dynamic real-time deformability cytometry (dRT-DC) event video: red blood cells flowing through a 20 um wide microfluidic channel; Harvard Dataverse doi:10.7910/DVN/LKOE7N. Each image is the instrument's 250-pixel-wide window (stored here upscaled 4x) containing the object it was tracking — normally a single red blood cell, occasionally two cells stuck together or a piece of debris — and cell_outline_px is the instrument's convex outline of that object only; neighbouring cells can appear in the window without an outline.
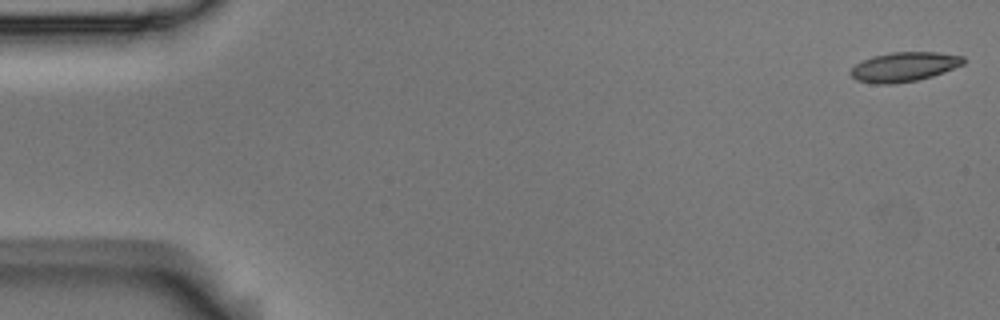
{"species": "Egyptian fruit bat (a non-hibernating species)", "species_latin": "Rousettus aegyptiacus", "temperature_condition": "room temperature", "stored_images_in_passage": 14, "camera_frame_rate_fps": 3000, "um_per_image_px": 0.085, "animal": {"sex": "male"}, "frame": {"image": 1, "passage_image": 1, "time_ms": 0.0, "image_size_px": [1000, 320], "cell_outline_px": [[964, 64], [932, 76], [916, 80], [892, 84], [876, 84], [856, 80], [848, 72], [856, 64], [872, 56], [892, 52], [940, 52], [964, 56]], "centroid_in_image_um": [76.84, 5.67], "position_along_channel_um": 8.2, "area_um2": 19.31}}